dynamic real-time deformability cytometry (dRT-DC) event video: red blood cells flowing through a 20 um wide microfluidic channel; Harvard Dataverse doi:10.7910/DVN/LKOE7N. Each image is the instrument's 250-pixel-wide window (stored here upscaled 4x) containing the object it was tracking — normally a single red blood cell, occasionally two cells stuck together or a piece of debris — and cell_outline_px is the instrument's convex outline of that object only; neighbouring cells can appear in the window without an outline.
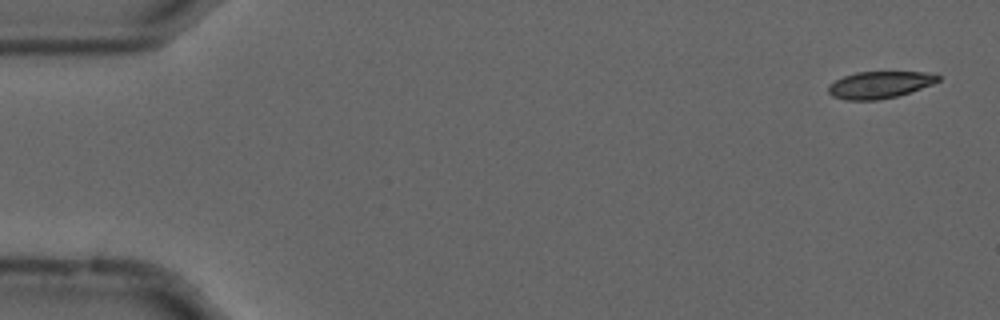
{"species": "common noctule bat (a hibernating species)", "species_latin": "Nyctalus noctula", "temperature_condition": "cold", "stored_images_in_passage": 55, "camera_frame_rate_fps": 3000, "um_per_image_px": 0.085, "animal": {"sex": "male", "forearm_length_mm": 52.5}, "frame": {"image": 1, "passage_image": 2, "time_ms": 0.333, "image_size_px": [1000, 320], "cell_outline_px": [[940, 80], [932, 84], [896, 96], [876, 100], [844, 100], [832, 96], [828, 92], [828, 84], [844, 76], [856, 72], [924, 72], [940, 76]], "centroid_in_image_um": [74.71, 7.21], "position_along_channel_um": 10.3, "area_um2": 17.05}}
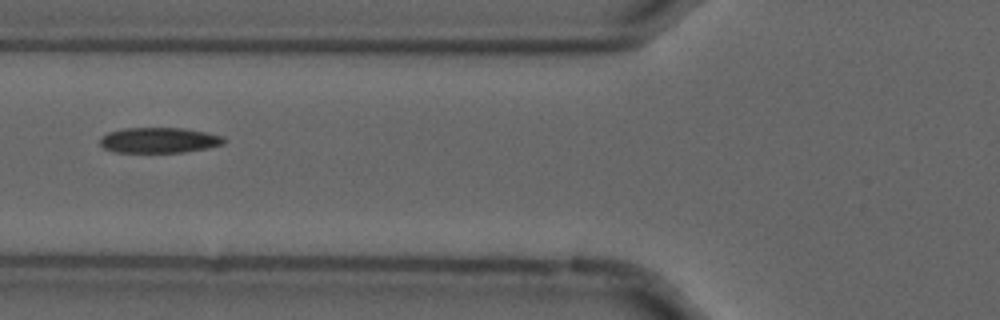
{"frame": {"image": 2, "passage_image": 21, "time_ms": 6.667, "image_size_px": [1000, 320], "cell_outline_px": [[228, 140], [224, 144], [184, 152], [112, 152], [104, 148], [100, 144], [100, 136], [108, 132], [124, 128], [184, 128], [224, 136]], "centroid_in_image_um": [13.51, 11.91], "position_along_channel_um": 112.3, "area_um2": 18.44}}
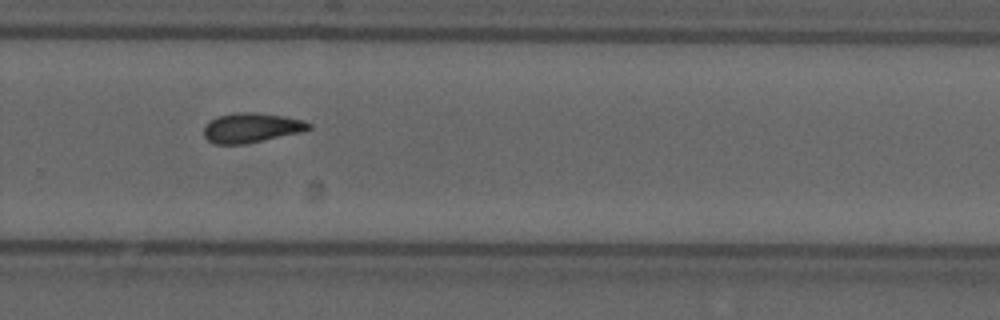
{"frame": {"image": 3, "passage_image": 37, "time_ms": 12.0, "image_size_px": [1000, 320], "cell_outline_px": [[312, 128], [300, 132], [244, 144], [212, 144], [204, 136], [204, 128], [216, 116], [236, 112], [256, 112], [284, 116], [304, 120], [312, 124]], "centroid_in_image_um": [21.37, 10.85], "position_along_channel_um": 308.4, "area_um2": 18.09}}